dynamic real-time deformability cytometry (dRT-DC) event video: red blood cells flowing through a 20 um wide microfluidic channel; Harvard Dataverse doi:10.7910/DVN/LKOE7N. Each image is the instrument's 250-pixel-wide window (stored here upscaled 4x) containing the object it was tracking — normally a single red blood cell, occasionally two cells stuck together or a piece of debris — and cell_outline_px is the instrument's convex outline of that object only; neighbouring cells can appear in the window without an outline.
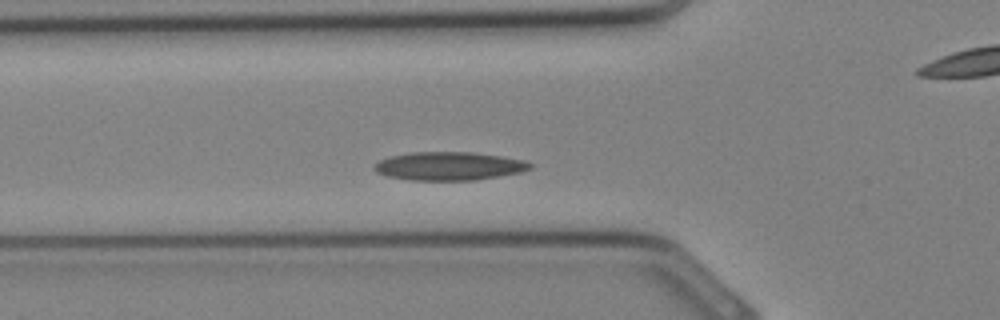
{"species": "Egyptian fruit bat (a non-hibernating species)", "species_latin": "Rousettus aegyptiacus", "temperature_condition": "cold", "stored_images_in_passage": 24, "camera_frame_rate_fps": 3000, "um_per_image_px": 0.085, "animal": {"sex": "female"}, "frame": {"image": 1, "passage_image": 4, "time_ms": 1.0, "image_size_px": [1000, 320], "cell_outline_px": [[532, 168], [520, 172], [476, 180], [412, 180], [388, 176], [376, 172], [372, 168], [380, 160], [388, 156], [412, 152], [472, 152], [500, 156], [524, 160], [532, 164]], "centroid_in_image_um": [38.15, 14.11], "position_along_channel_um": 87.6, "area_um2": 25.66}}
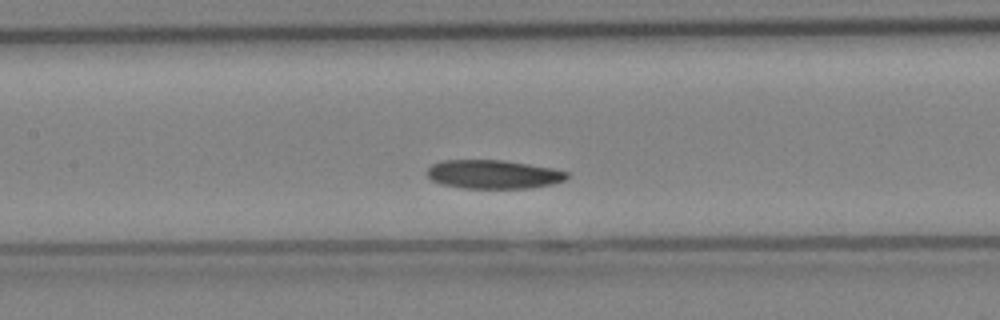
{"frame": {"image": 2, "passage_image": 8, "time_ms": 2.333, "image_size_px": [1000, 320], "cell_outline_px": [[568, 176], [564, 180], [552, 184], [528, 188], [460, 188], [440, 184], [432, 180], [424, 172], [432, 164], [440, 160], [500, 160], [528, 164], [552, 168], [568, 172]], "centroid_in_image_um": [41.87, 14.82], "position_along_channel_um": 165.5, "area_um2": 23.47}}